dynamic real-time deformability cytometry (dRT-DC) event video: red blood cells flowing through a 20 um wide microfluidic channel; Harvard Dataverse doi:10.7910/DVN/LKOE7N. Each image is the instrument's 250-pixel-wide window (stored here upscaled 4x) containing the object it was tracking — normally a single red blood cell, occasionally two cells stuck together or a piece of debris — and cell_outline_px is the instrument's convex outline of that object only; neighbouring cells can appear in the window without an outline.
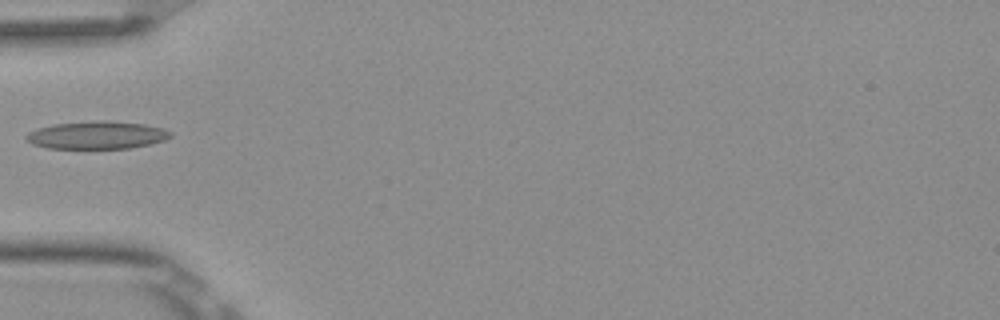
{"species": "Egyptian fruit bat (a non-hibernating species)", "species_latin": "Rousettus aegyptiacus", "temperature_condition": "room temperature", "stored_images_in_passage": 3, "camera_frame_rate_fps": 3000, "um_per_image_px": 0.085, "frame": {"image": 1, "passage_image": 2, "time_ms": 0.333, "image_size_px": [1000, 320], "cell_outline_px": [[172, 136], [164, 140], [152, 144], [128, 148], [48, 148], [32, 144], [24, 136], [28, 132], [36, 128], [52, 124], [100, 120], [108, 120], [144, 124], [164, 128], [172, 132]], "centroid_in_image_um": [8.25, 11.47], "position_along_channel_um": 76.8, "area_um2": 23.47}}
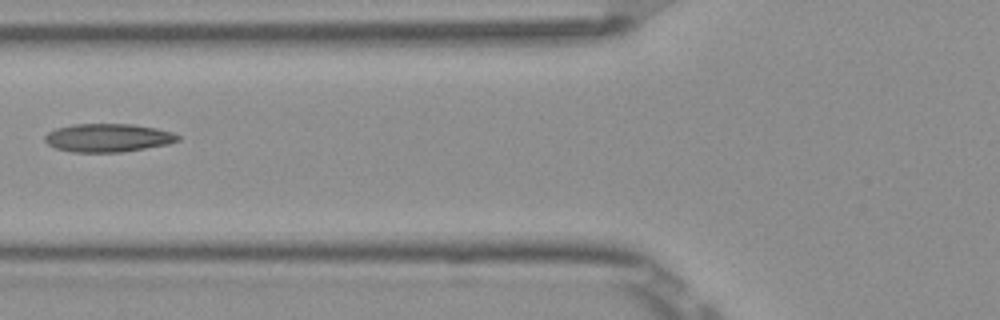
{"frame": {"image": 2, "passage_image": 3, "time_ms": 0.667, "image_size_px": [1000, 320], "cell_outline_px": [[180, 140], [168, 144], [124, 152], [72, 152], [56, 148], [48, 144], [44, 140], [44, 136], [48, 132], [56, 128], [72, 124], [132, 124], [156, 128], [172, 132], [180, 136]], "centroid_in_image_um": [9.17, 11.71], "position_along_channel_um": 116.6, "area_um2": 22.02}}